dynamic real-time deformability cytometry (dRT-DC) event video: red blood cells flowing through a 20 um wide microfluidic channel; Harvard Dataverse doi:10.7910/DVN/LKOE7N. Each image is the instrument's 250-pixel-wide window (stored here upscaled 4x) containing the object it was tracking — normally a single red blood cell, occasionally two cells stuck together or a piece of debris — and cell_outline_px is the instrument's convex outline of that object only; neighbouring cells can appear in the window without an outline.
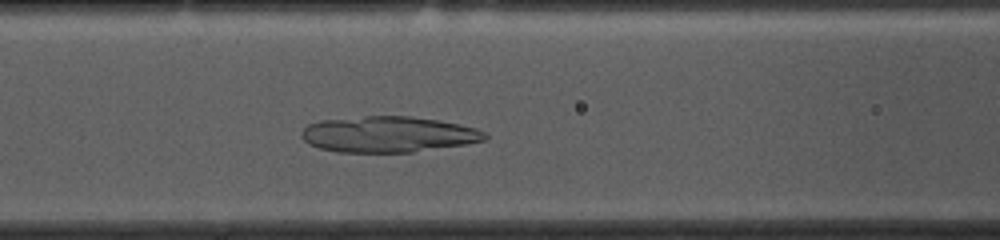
{"species": "common noctule bat (a hibernating species)", "species_latin": "Nyctalus noctula", "temperature_condition": "cold", "stored_images_in_passage": 38, "camera_frame_rate_fps": 3000, "um_per_image_px": 0.085, "animal": {"sex": "female", "body_mass_g": 10.0, "forearm_length_mm": 53.1}, "frame": {"image": 1, "passage_image": 16, "time_ms": 5.0, "image_size_px": [1000, 240], "cell_outline_px": [[488, 136], [484, 140], [468, 144], [412, 152], [336, 152], [320, 148], [308, 144], [300, 136], [300, 132], [308, 124], [320, 120], [364, 116], [412, 116], [436, 120], [476, 128], [488, 132]], "centroid_in_image_um": [32.98, 11.42], "position_along_channel_um": 133.6, "area_um2": 38.55}}
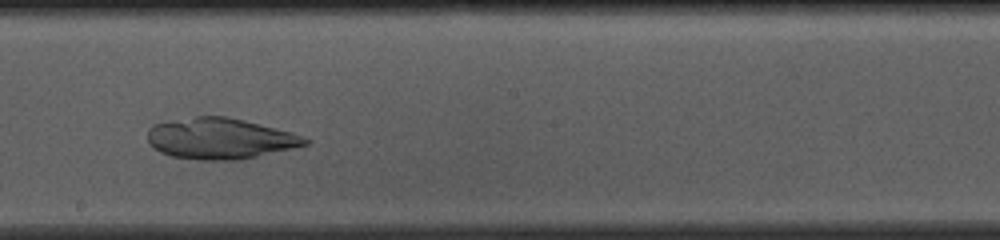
{"frame": {"image": 2, "passage_image": 24, "time_ms": 7.667, "image_size_px": [1000, 240], "cell_outline_px": [[312, 140], [308, 144], [240, 160], [200, 160], [172, 156], [160, 152], [152, 148], [148, 140], [148, 128], [152, 124], [196, 116], [228, 116], [292, 132], [304, 136]], "centroid_in_image_um": [18.7, 11.77], "position_along_channel_um": 229.5, "area_um2": 37.63}}
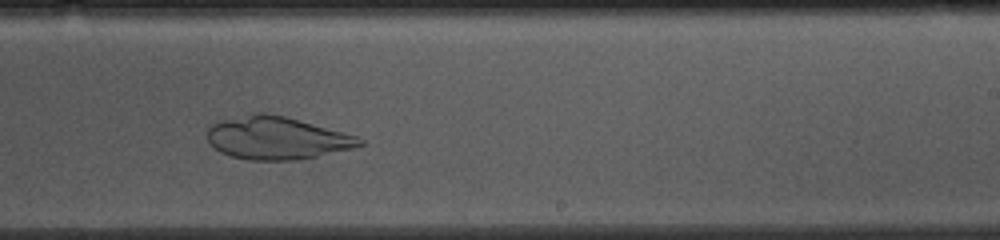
{"frame": {"image": 3, "passage_image": 27, "time_ms": 8.667, "image_size_px": [1000, 240], "cell_outline_px": [[364, 144], [352, 148], [316, 156], [292, 160], [248, 160], [228, 156], [220, 152], [208, 140], [208, 128], [212, 124], [220, 120], [252, 112], [264, 112], [284, 116], [356, 136], [364, 140]], "centroid_in_image_um": [23.47, 11.72], "position_along_channel_um": 265.5, "area_um2": 37.63}}